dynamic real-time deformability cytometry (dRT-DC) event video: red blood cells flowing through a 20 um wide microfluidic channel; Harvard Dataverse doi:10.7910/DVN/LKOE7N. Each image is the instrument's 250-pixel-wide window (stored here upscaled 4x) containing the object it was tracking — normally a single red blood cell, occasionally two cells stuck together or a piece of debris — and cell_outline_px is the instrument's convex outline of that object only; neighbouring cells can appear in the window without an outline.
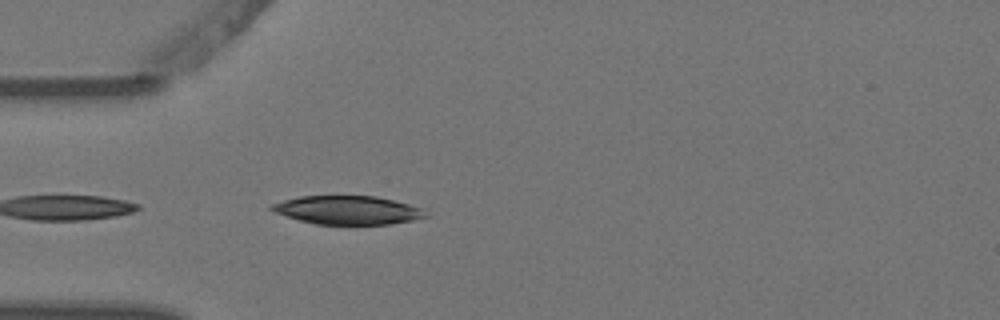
{"species": "Egyptian fruit bat (a non-hibernating species)", "species_latin": "Rousettus aegyptiacus", "temperature_condition": "warm", "stored_images_in_passage": 3, "camera_frame_rate_fps": 3000, "um_per_image_px": 0.085, "animal": {"sex": "female"}, "frame": {"image": 1, "passage_image": 3, "time_ms": 0.667, "image_size_px": [1000, 320], "cell_outline_px": [[432, 216], [412, 220], [388, 224], [316, 224], [300, 220], [276, 212], [268, 208], [272, 204], [284, 200], [300, 196], [376, 196], [408, 204], [420, 208]], "centroid_in_image_um": [29.58, 17.86], "position_along_channel_um": 55.4, "area_um2": 25.32}}